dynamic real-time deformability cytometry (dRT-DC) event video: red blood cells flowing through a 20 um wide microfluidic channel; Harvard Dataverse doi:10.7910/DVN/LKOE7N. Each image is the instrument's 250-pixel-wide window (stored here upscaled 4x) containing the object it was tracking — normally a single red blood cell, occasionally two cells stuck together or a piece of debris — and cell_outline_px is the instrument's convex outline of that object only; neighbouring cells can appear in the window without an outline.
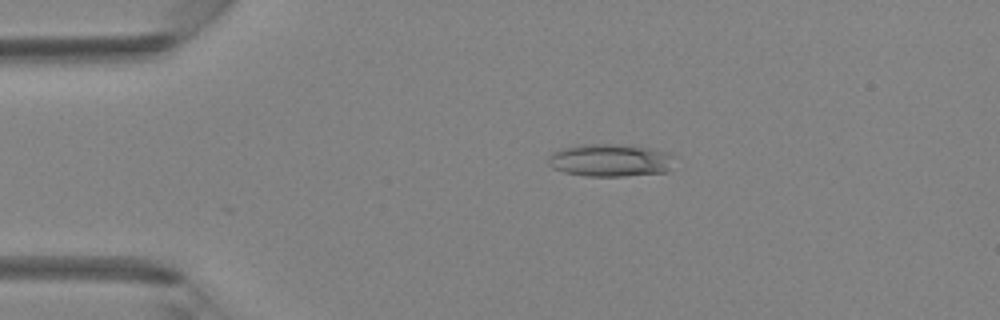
{"species": "Egyptian fruit bat (a non-hibernating species)", "species_latin": "Rousettus aegyptiacus", "temperature_condition": "room temperature", "stored_images_in_passage": 42, "camera_frame_rate_fps": 3000, "um_per_image_px": 0.085, "animal": {"sex": "female"}, "frame": {"image": 1, "passage_image": 9, "time_ms": 2.667, "image_size_px": [1000, 320], "cell_outline_px": [[672, 156], [668, 168], [664, 172], [624, 176], [584, 176], [564, 172], [552, 168], [548, 164], [548, 156], [552, 152], [564, 148], [584, 144], [628, 144], [668, 152]], "centroid_in_image_um": [51.8, 13.62], "position_along_channel_um": 33.2, "area_um2": 23.87}}
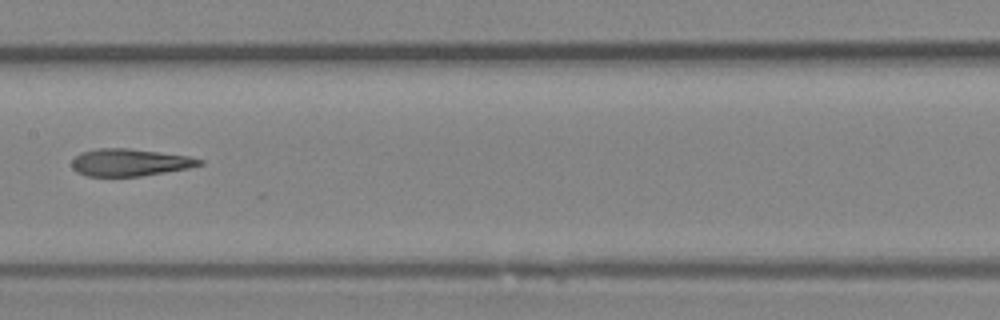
{"frame": {"image": 2, "passage_image": 22, "time_ms": 7.0, "image_size_px": [1000, 320], "cell_outline_px": [[204, 164], [188, 168], [140, 176], [88, 176], [76, 172], [72, 168], [72, 160], [80, 152], [96, 148], [128, 148], [160, 152], [188, 156], [204, 160]], "centroid_in_image_um": [11.01, 13.8], "position_along_channel_um": 196.4, "area_um2": 20.29}}
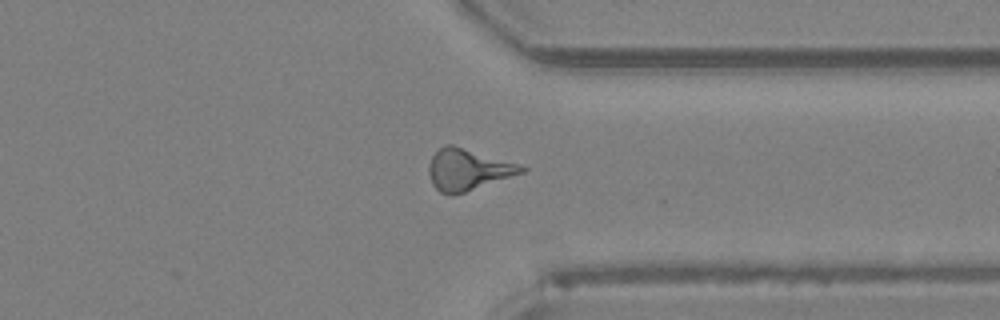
{"frame": {"image": 3, "passage_image": 33, "time_ms": 10.667, "image_size_px": [1000, 320], "cell_outline_px": [[528, 168], [524, 172], [452, 196], [448, 196], [440, 192], [432, 184], [428, 172], [428, 164], [432, 156], [444, 144], [452, 144], [516, 164]], "centroid_in_image_um": [39.69, 14.43], "position_along_channel_um": 371.7, "area_um2": 21.96}}